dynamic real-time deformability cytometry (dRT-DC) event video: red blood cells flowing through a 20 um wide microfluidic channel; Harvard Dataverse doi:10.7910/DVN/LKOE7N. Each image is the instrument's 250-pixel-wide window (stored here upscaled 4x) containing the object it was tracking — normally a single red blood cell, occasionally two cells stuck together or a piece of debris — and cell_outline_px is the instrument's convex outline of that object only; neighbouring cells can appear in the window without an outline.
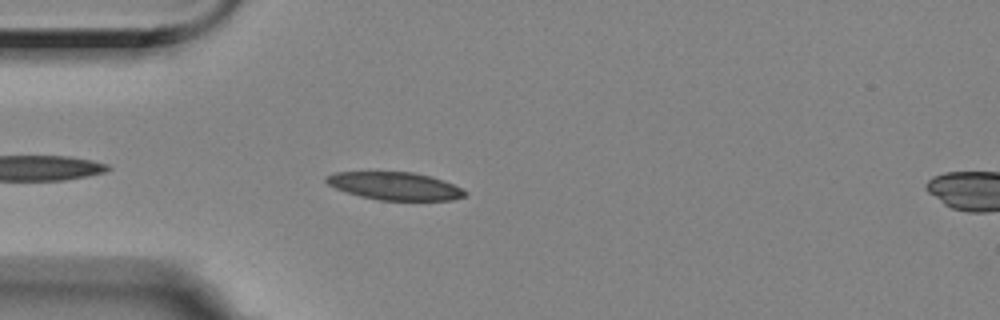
{"species": "Egyptian fruit bat (a non-hibernating species)", "species_latin": "Rousettus aegyptiacus", "temperature_condition": "room temperature", "stored_images_in_passage": 30, "camera_frame_rate_fps": 3000, "um_per_image_px": 0.085, "animal": {"sex": "female"}, "frame": {"image": 1, "passage_image": 5, "time_ms": 1.333, "image_size_px": [1000, 320], "cell_outline_px": [[468, 192], [464, 196], [452, 200], [380, 200], [360, 196], [336, 188], [328, 184], [324, 180], [324, 176], [336, 172], [412, 172], [432, 176], [444, 180]], "centroid_in_image_um": [33.56, 15.8], "position_along_channel_um": 51.4, "area_um2": 22.37}}
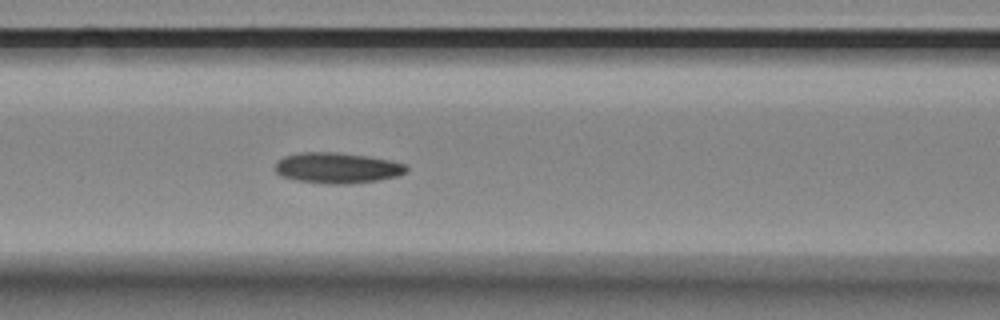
{"frame": {"image": 2, "passage_image": 13, "time_ms": 4.0, "image_size_px": [1000, 320], "cell_outline_px": [[408, 168], [404, 172], [396, 176], [376, 180], [348, 184], [332, 184], [296, 180], [280, 176], [272, 168], [276, 160], [284, 156], [300, 152], [336, 152], [368, 156], [388, 160], [404, 164]], "centroid_in_image_um": [28.56, 14.26], "position_along_channel_um": 138.0, "area_um2": 23.47}}
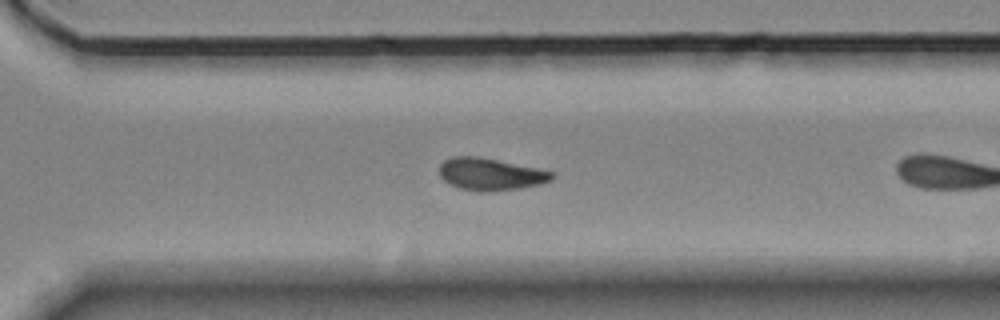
{"frame": {"image": 3, "passage_image": 26, "time_ms": 8.333, "image_size_px": [1000, 320], "cell_outline_px": [[552, 180], [540, 184], [520, 188], [488, 192], [484, 192], [460, 188], [448, 184], [440, 176], [440, 164], [444, 160], [452, 156], [476, 156], [536, 168], [552, 172]], "centroid_in_image_um": [41.64, 14.81], "position_along_channel_um": 329.0, "area_um2": 20.87}}